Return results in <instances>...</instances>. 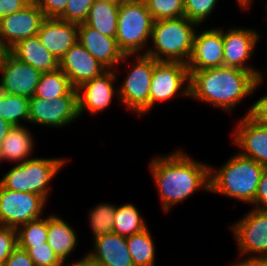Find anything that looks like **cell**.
<instances>
[{"instance_id": "obj_39", "label": "cell", "mask_w": 267, "mask_h": 266, "mask_svg": "<svg viewBox=\"0 0 267 266\" xmlns=\"http://www.w3.org/2000/svg\"><path fill=\"white\" fill-rule=\"evenodd\" d=\"M5 266H35L26 250L17 246L5 262Z\"/></svg>"}, {"instance_id": "obj_22", "label": "cell", "mask_w": 267, "mask_h": 266, "mask_svg": "<svg viewBox=\"0 0 267 266\" xmlns=\"http://www.w3.org/2000/svg\"><path fill=\"white\" fill-rule=\"evenodd\" d=\"M9 52L42 73L59 68V61L42 45L37 35L21 40Z\"/></svg>"}, {"instance_id": "obj_46", "label": "cell", "mask_w": 267, "mask_h": 266, "mask_svg": "<svg viewBox=\"0 0 267 266\" xmlns=\"http://www.w3.org/2000/svg\"><path fill=\"white\" fill-rule=\"evenodd\" d=\"M252 0H237L238 5L240 6V8H242V10H246L248 8H250V4H251Z\"/></svg>"}, {"instance_id": "obj_27", "label": "cell", "mask_w": 267, "mask_h": 266, "mask_svg": "<svg viewBox=\"0 0 267 266\" xmlns=\"http://www.w3.org/2000/svg\"><path fill=\"white\" fill-rule=\"evenodd\" d=\"M147 228L145 220L141 217L135 205L125 203L116 206L113 233L123 237H129Z\"/></svg>"}, {"instance_id": "obj_6", "label": "cell", "mask_w": 267, "mask_h": 266, "mask_svg": "<svg viewBox=\"0 0 267 266\" xmlns=\"http://www.w3.org/2000/svg\"><path fill=\"white\" fill-rule=\"evenodd\" d=\"M66 161L62 158H31L12 167L0 184L11 191L38 194L48 201V184Z\"/></svg>"}, {"instance_id": "obj_15", "label": "cell", "mask_w": 267, "mask_h": 266, "mask_svg": "<svg viewBox=\"0 0 267 266\" xmlns=\"http://www.w3.org/2000/svg\"><path fill=\"white\" fill-rule=\"evenodd\" d=\"M117 76L114 69H107L77 88L79 117L86 109L92 115L103 111L111 104L115 93L118 97L119 90L113 85Z\"/></svg>"}, {"instance_id": "obj_19", "label": "cell", "mask_w": 267, "mask_h": 266, "mask_svg": "<svg viewBox=\"0 0 267 266\" xmlns=\"http://www.w3.org/2000/svg\"><path fill=\"white\" fill-rule=\"evenodd\" d=\"M233 142L239 146L241 156L252 159L267 168V126L249 115L238 121Z\"/></svg>"}, {"instance_id": "obj_33", "label": "cell", "mask_w": 267, "mask_h": 266, "mask_svg": "<svg viewBox=\"0 0 267 266\" xmlns=\"http://www.w3.org/2000/svg\"><path fill=\"white\" fill-rule=\"evenodd\" d=\"M218 0H185L184 16L200 25L212 13Z\"/></svg>"}, {"instance_id": "obj_26", "label": "cell", "mask_w": 267, "mask_h": 266, "mask_svg": "<svg viewBox=\"0 0 267 266\" xmlns=\"http://www.w3.org/2000/svg\"><path fill=\"white\" fill-rule=\"evenodd\" d=\"M126 242L134 266H154L156 249L148 227L126 237Z\"/></svg>"}, {"instance_id": "obj_35", "label": "cell", "mask_w": 267, "mask_h": 266, "mask_svg": "<svg viewBox=\"0 0 267 266\" xmlns=\"http://www.w3.org/2000/svg\"><path fill=\"white\" fill-rule=\"evenodd\" d=\"M20 248L27 251L35 266H58L62 262L47 242L44 245Z\"/></svg>"}, {"instance_id": "obj_17", "label": "cell", "mask_w": 267, "mask_h": 266, "mask_svg": "<svg viewBox=\"0 0 267 266\" xmlns=\"http://www.w3.org/2000/svg\"><path fill=\"white\" fill-rule=\"evenodd\" d=\"M59 68L75 89L107 70L79 42H76L64 54L59 61Z\"/></svg>"}, {"instance_id": "obj_20", "label": "cell", "mask_w": 267, "mask_h": 266, "mask_svg": "<svg viewBox=\"0 0 267 266\" xmlns=\"http://www.w3.org/2000/svg\"><path fill=\"white\" fill-rule=\"evenodd\" d=\"M37 36L42 45L60 61L70 47L78 42V24L46 18Z\"/></svg>"}, {"instance_id": "obj_43", "label": "cell", "mask_w": 267, "mask_h": 266, "mask_svg": "<svg viewBox=\"0 0 267 266\" xmlns=\"http://www.w3.org/2000/svg\"><path fill=\"white\" fill-rule=\"evenodd\" d=\"M13 126L0 117V145Z\"/></svg>"}, {"instance_id": "obj_5", "label": "cell", "mask_w": 267, "mask_h": 266, "mask_svg": "<svg viewBox=\"0 0 267 266\" xmlns=\"http://www.w3.org/2000/svg\"><path fill=\"white\" fill-rule=\"evenodd\" d=\"M153 24L154 19L144 0L119 2L115 39L124 55H137L145 50V44L151 39Z\"/></svg>"}, {"instance_id": "obj_23", "label": "cell", "mask_w": 267, "mask_h": 266, "mask_svg": "<svg viewBox=\"0 0 267 266\" xmlns=\"http://www.w3.org/2000/svg\"><path fill=\"white\" fill-rule=\"evenodd\" d=\"M74 229L57 215L48 216L47 243L58 258L65 262L77 246Z\"/></svg>"}, {"instance_id": "obj_3", "label": "cell", "mask_w": 267, "mask_h": 266, "mask_svg": "<svg viewBox=\"0 0 267 266\" xmlns=\"http://www.w3.org/2000/svg\"><path fill=\"white\" fill-rule=\"evenodd\" d=\"M265 168L237 152L217 172L210 166L209 191L253 204Z\"/></svg>"}, {"instance_id": "obj_18", "label": "cell", "mask_w": 267, "mask_h": 266, "mask_svg": "<svg viewBox=\"0 0 267 266\" xmlns=\"http://www.w3.org/2000/svg\"><path fill=\"white\" fill-rule=\"evenodd\" d=\"M78 42L107 69H114L132 55H124L113 37L101 34L85 23L78 24Z\"/></svg>"}, {"instance_id": "obj_21", "label": "cell", "mask_w": 267, "mask_h": 266, "mask_svg": "<svg viewBox=\"0 0 267 266\" xmlns=\"http://www.w3.org/2000/svg\"><path fill=\"white\" fill-rule=\"evenodd\" d=\"M91 251L93 252L84 256L99 266H134L128 251L126 237L113 232L95 238Z\"/></svg>"}, {"instance_id": "obj_10", "label": "cell", "mask_w": 267, "mask_h": 266, "mask_svg": "<svg viewBox=\"0 0 267 266\" xmlns=\"http://www.w3.org/2000/svg\"><path fill=\"white\" fill-rule=\"evenodd\" d=\"M46 200L34 193L16 192L0 184V226L18 228L41 218Z\"/></svg>"}, {"instance_id": "obj_49", "label": "cell", "mask_w": 267, "mask_h": 266, "mask_svg": "<svg viewBox=\"0 0 267 266\" xmlns=\"http://www.w3.org/2000/svg\"><path fill=\"white\" fill-rule=\"evenodd\" d=\"M1 161H3V159H2L1 149H0V162Z\"/></svg>"}, {"instance_id": "obj_4", "label": "cell", "mask_w": 267, "mask_h": 266, "mask_svg": "<svg viewBox=\"0 0 267 266\" xmlns=\"http://www.w3.org/2000/svg\"><path fill=\"white\" fill-rule=\"evenodd\" d=\"M196 26L199 25L185 16L154 21L150 39L154 48H148L142 54L156 61L187 64L193 51Z\"/></svg>"}, {"instance_id": "obj_25", "label": "cell", "mask_w": 267, "mask_h": 266, "mask_svg": "<svg viewBox=\"0 0 267 266\" xmlns=\"http://www.w3.org/2000/svg\"><path fill=\"white\" fill-rule=\"evenodd\" d=\"M119 2L95 0L85 24L103 35L115 38L118 25Z\"/></svg>"}, {"instance_id": "obj_41", "label": "cell", "mask_w": 267, "mask_h": 266, "mask_svg": "<svg viewBox=\"0 0 267 266\" xmlns=\"http://www.w3.org/2000/svg\"><path fill=\"white\" fill-rule=\"evenodd\" d=\"M32 0H0V19L26 7Z\"/></svg>"}, {"instance_id": "obj_47", "label": "cell", "mask_w": 267, "mask_h": 266, "mask_svg": "<svg viewBox=\"0 0 267 266\" xmlns=\"http://www.w3.org/2000/svg\"><path fill=\"white\" fill-rule=\"evenodd\" d=\"M65 262H61L58 266H76V262H74L73 264H69V263H65Z\"/></svg>"}, {"instance_id": "obj_36", "label": "cell", "mask_w": 267, "mask_h": 266, "mask_svg": "<svg viewBox=\"0 0 267 266\" xmlns=\"http://www.w3.org/2000/svg\"><path fill=\"white\" fill-rule=\"evenodd\" d=\"M17 246L16 228L0 226V263H5Z\"/></svg>"}, {"instance_id": "obj_9", "label": "cell", "mask_w": 267, "mask_h": 266, "mask_svg": "<svg viewBox=\"0 0 267 266\" xmlns=\"http://www.w3.org/2000/svg\"><path fill=\"white\" fill-rule=\"evenodd\" d=\"M189 84L190 74L187 64L155 60L150 85V110L156 102L168 101L177 93L190 97Z\"/></svg>"}, {"instance_id": "obj_24", "label": "cell", "mask_w": 267, "mask_h": 266, "mask_svg": "<svg viewBox=\"0 0 267 266\" xmlns=\"http://www.w3.org/2000/svg\"><path fill=\"white\" fill-rule=\"evenodd\" d=\"M31 132L25 126H13L0 145L2 159L23 163L31 158L34 148Z\"/></svg>"}, {"instance_id": "obj_2", "label": "cell", "mask_w": 267, "mask_h": 266, "mask_svg": "<svg viewBox=\"0 0 267 266\" xmlns=\"http://www.w3.org/2000/svg\"><path fill=\"white\" fill-rule=\"evenodd\" d=\"M191 98L225 111L233 110L262 84L263 75L231 67H217L189 72Z\"/></svg>"}, {"instance_id": "obj_13", "label": "cell", "mask_w": 267, "mask_h": 266, "mask_svg": "<svg viewBox=\"0 0 267 266\" xmlns=\"http://www.w3.org/2000/svg\"><path fill=\"white\" fill-rule=\"evenodd\" d=\"M46 19L35 0L18 12L0 19V37L10 50L21 40L37 35Z\"/></svg>"}, {"instance_id": "obj_28", "label": "cell", "mask_w": 267, "mask_h": 266, "mask_svg": "<svg viewBox=\"0 0 267 266\" xmlns=\"http://www.w3.org/2000/svg\"><path fill=\"white\" fill-rule=\"evenodd\" d=\"M72 88L68 77L58 68L42 73L34 96L52 100L66 95Z\"/></svg>"}, {"instance_id": "obj_32", "label": "cell", "mask_w": 267, "mask_h": 266, "mask_svg": "<svg viewBox=\"0 0 267 266\" xmlns=\"http://www.w3.org/2000/svg\"><path fill=\"white\" fill-rule=\"evenodd\" d=\"M154 21L184 17L182 0H144Z\"/></svg>"}, {"instance_id": "obj_48", "label": "cell", "mask_w": 267, "mask_h": 266, "mask_svg": "<svg viewBox=\"0 0 267 266\" xmlns=\"http://www.w3.org/2000/svg\"><path fill=\"white\" fill-rule=\"evenodd\" d=\"M102 1L120 2V1H123V0H102Z\"/></svg>"}, {"instance_id": "obj_31", "label": "cell", "mask_w": 267, "mask_h": 266, "mask_svg": "<svg viewBox=\"0 0 267 266\" xmlns=\"http://www.w3.org/2000/svg\"><path fill=\"white\" fill-rule=\"evenodd\" d=\"M115 210L116 205L108 203H101L90 210L89 222L94 239L113 232Z\"/></svg>"}, {"instance_id": "obj_34", "label": "cell", "mask_w": 267, "mask_h": 266, "mask_svg": "<svg viewBox=\"0 0 267 266\" xmlns=\"http://www.w3.org/2000/svg\"><path fill=\"white\" fill-rule=\"evenodd\" d=\"M94 1L68 0L64 13L58 19L75 24L84 23Z\"/></svg>"}, {"instance_id": "obj_44", "label": "cell", "mask_w": 267, "mask_h": 266, "mask_svg": "<svg viewBox=\"0 0 267 266\" xmlns=\"http://www.w3.org/2000/svg\"><path fill=\"white\" fill-rule=\"evenodd\" d=\"M76 266H99L97 264H94L90 260H88L86 257H83L82 259L76 261Z\"/></svg>"}, {"instance_id": "obj_30", "label": "cell", "mask_w": 267, "mask_h": 266, "mask_svg": "<svg viewBox=\"0 0 267 266\" xmlns=\"http://www.w3.org/2000/svg\"><path fill=\"white\" fill-rule=\"evenodd\" d=\"M16 230L19 247L44 245L48 236V217L42 218L41 216V218L20 225Z\"/></svg>"}, {"instance_id": "obj_11", "label": "cell", "mask_w": 267, "mask_h": 266, "mask_svg": "<svg viewBox=\"0 0 267 266\" xmlns=\"http://www.w3.org/2000/svg\"><path fill=\"white\" fill-rule=\"evenodd\" d=\"M230 227L238 243L239 255L248 258L267 257V210L254 208Z\"/></svg>"}, {"instance_id": "obj_37", "label": "cell", "mask_w": 267, "mask_h": 266, "mask_svg": "<svg viewBox=\"0 0 267 266\" xmlns=\"http://www.w3.org/2000/svg\"><path fill=\"white\" fill-rule=\"evenodd\" d=\"M46 18H59L65 11L68 0H35Z\"/></svg>"}, {"instance_id": "obj_40", "label": "cell", "mask_w": 267, "mask_h": 266, "mask_svg": "<svg viewBox=\"0 0 267 266\" xmlns=\"http://www.w3.org/2000/svg\"><path fill=\"white\" fill-rule=\"evenodd\" d=\"M253 205L256 209L267 210V168L259 181Z\"/></svg>"}, {"instance_id": "obj_42", "label": "cell", "mask_w": 267, "mask_h": 266, "mask_svg": "<svg viewBox=\"0 0 267 266\" xmlns=\"http://www.w3.org/2000/svg\"><path fill=\"white\" fill-rule=\"evenodd\" d=\"M232 266H267V257L243 259Z\"/></svg>"}, {"instance_id": "obj_29", "label": "cell", "mask_w": 267, "mask_h": 266, "mask_svg": "<svg viewBox=\"0 0 267 266\" xmlns=\"http://www.w3.org/2000/svg\"><path fill=\"white\" fill-rule=\"evenodd\" d=\"M0 117L12 126H21L20 119L29 122V98L0 92Z\"/></svg>"}, {"instance_id": "obj_16", "label": "cell", "mask_w": 267, "mask_h": 266, "mask_svg": "<svg viewBox=\"0 0 267 266\" xmlns=\"http://www.w3.org/2000/svg\"><path fill=\"white\" fill-rule=\"evenodd\" d=\"M223 30L222 28L206 29L195 33L193 51L187 67L189 72L223 67Z\"/></svg>"}, {"instance_id": "obj_12", "label": "cell", "mask_w": 267, "mask_h": 266, "mask_svg": "<svg viewBox=\"0 0 267 266\" xmlns=\"http://www.w3.org/2000/svg\"><path fill=\"white\" fill-rule=\"evenodd\" d=\"M0 92L31 98L42 72L18 60L10 52L0 64Z\"/></svg>"}, {"instance_id": "obj_14", "label": "cell", "mask_w": 267, "mask_h": 266, "mask_svg": "<svg viewBox=\"0 0 267 266\" xmlns=\"http://www.w3.org/2000/svg\"><path fill=\"white\" fill-rule=\"evenodd\" d=\"M255 29L231 28L223 31L224 67L238 68L252 72L257 78L262 76L258 69L248 66L254 54L260 35ZM251 56V57H250Z\"/></svg>"}, {"instance_id": "obj_38", "label": "cell", "mask_w": 267, "mask_h": 266, "mask_svg": "<svg viewBox=\"0 0 267 266\" xmlns=\"http://www.w3.org/2000/svg\"><path fill=\"white\" fill-rule=\"evenodd\" d=\"M246 115L257 123L267 126V94L251 105Z\"/></svg>"}, {"instance_id": "obj_8", "label": "cell", "mask_w": 267, "mask_h": 266, "mask_svg": "<svg viewBox=\"0 0 267 266\" xmlns=\"http://www.w3.org/2000/svg\"><path fill=\"white\" fill-rule=\"evenodd\" d=\"M78 117V91L75 88L52 100L36 96L29 99V123L57 128L70 124Z\"/></svg>"}, {"instance_id": "obj_45", "label": "cell", "mask_w": 267, "mask_h": 266, "mask_svg": "<svg viewBox=\"0 0 267 266\" xmlns=\"http://www.w3.org/2000/svg\"><path fill=\"white\" fill-rule=\"evenodd\" d=\"M8 52H9V50L5 47V45L3 44L1 37H0V64Z\"/></svg>"}, {"instance_id": "obj_1", "label": "cell", "mask_w": 267, "mask_h": 266, "mask_svg": "<svg viewBox=\"0 0 267 266\" xmlns=\"http://www.w3.org/2000/svg\"><path fill=\"white\" fill-rule=\"evenodd\" d=\"M149 168L164 212L168 213L173 205L188 199L195 191L210 189V165L190 158L182 150L153 158Z\"/></svg>"}, {"instance_id": "obj_7", "label": "cell", "mask_w": 267, "mask_h": 266, "mask_svg": "<svg viewBox=\"0 0 267 266\" xmlns=\"http://www.w3.org/2000/svg\"><path fill=\"white\" fill-rule=\"evenodd\" d=\"M132 56L136 57V65H133V69L118 87V98L127 108L141 116L150 110V85L155 59L146 54Z\"/></svg>"}]
</instances>
